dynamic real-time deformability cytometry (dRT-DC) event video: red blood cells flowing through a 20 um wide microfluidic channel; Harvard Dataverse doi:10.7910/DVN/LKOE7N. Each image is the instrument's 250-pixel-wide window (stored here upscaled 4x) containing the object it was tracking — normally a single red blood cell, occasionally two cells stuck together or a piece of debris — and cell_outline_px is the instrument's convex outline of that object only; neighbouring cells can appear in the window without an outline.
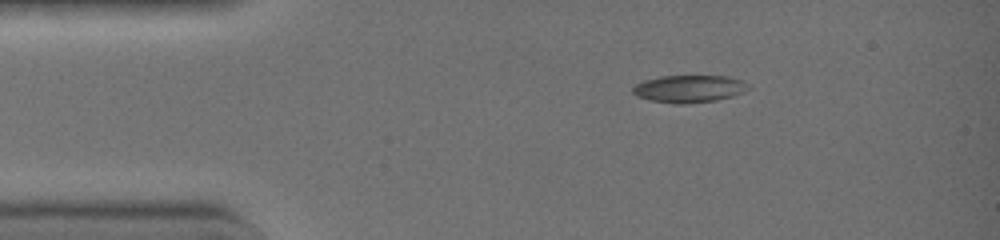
{"species": "common noctule bat (a hibernating species)", "species_latin": "Nyctalus noctula", "temperature_condition": "warm", "stored_images_in_passage": 36, "camera_frame_rate_fps": 3000, "um_per_image_px": 0.085, "animal": {"sex": "female", "body_mass_g": 19.0, "forearm_length_mm": 51.5}, "frame": {"image": 1, "passage_image": 1, "time_ms": 0.0, "image_size_px": [1000, 240], "cell_outline_px": [[740, 92], [732, 96], [716, 100], [676, 104], [652, 100], [636, 96], [632, 92], [632, 88], [636, 84], [644, 80], [660, 76], [728, 76], [740, 80]], "centroid_in_image_um": [58.4, 7.54], "position_along_channel_um": 26.6, "area_um2": 17.63}}
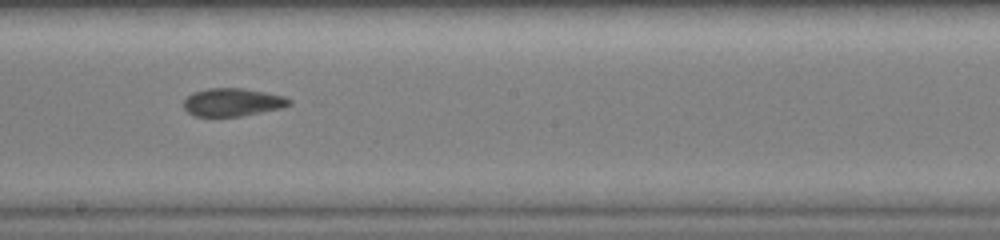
{"frame": {"image": 2, "passage_image": 18, "time_ms": 5.667, "image_size_px": [1000, 240], "cell_outline_px": [[292, 104], [280, 108], [240, 116], [196, 116], [188, 112], [184, 108], [184, 100], [192, 92], [208, 88], [240, 88], [264, 92], [284, 96], [292, 100]], "centroid_in_image_um": [19.76, 8.68], "position_along_channel_um": 228.4, "area_um2": 17.05}}
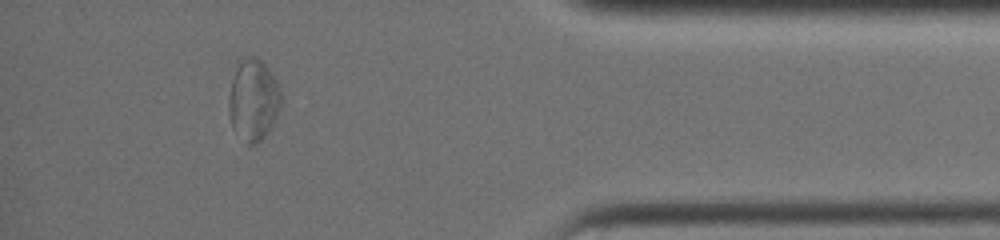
{"frame": {"image": 3, "passage_image": 32, "time_ms": 10.333, "image_size_px": [1000, 240], "cell_outline_px": [[280, 108], [272, 124], [264, 136], [256, 144], [244, 144], [232, 128], [228, 112], [228, 100], [236, 60], [244, 56], [252, 56], [260, 60], [272, 72], [280, 88]], "centroid_in_image_um": [21.49, 8.47], "position_along_channel_um": 413.7, "area_um2": 25.14}, "authors_computed_cell_mechanics": {"area_um2": 17.6868, "velocity_mm_per_s": 4.5254, "shape_relaxation_time_tau1_ms": null, "shape_relaxation_time_tau2_ms": 1.8, "deformation_change_tau1": null, "deformation_change_tau2": 0.0779}}